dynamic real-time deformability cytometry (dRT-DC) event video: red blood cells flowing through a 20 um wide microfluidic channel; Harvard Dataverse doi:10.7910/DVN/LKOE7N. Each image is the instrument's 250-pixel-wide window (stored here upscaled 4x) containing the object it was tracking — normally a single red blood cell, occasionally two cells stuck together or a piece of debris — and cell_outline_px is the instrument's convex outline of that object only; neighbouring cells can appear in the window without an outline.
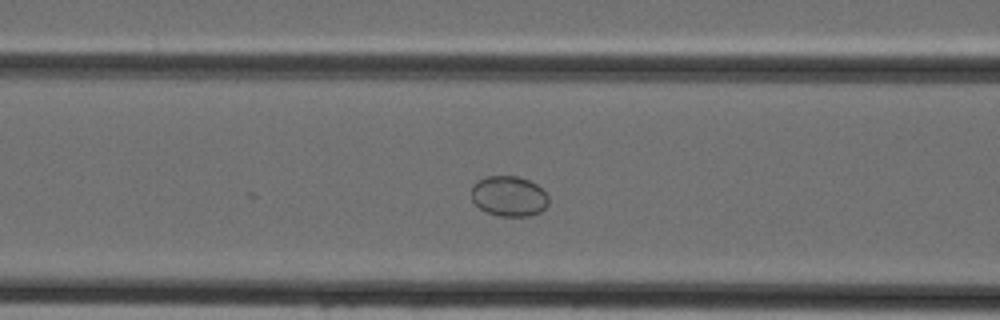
{"species": "Egyptian fruit bat (a non-hibernating species)", "species_latin": "Rousettus aegyptiacus", "temperature_condition": "cold", "stored_images_in_passage": 12, "camera_frame_rate_fps": 3000, "um_per_image_px": 0.085, "animal": {"sex": "female"}, "frame": {"image": 1, "passage_image": 8, "time_ms": 2.333, "image_size_px": [1000, 320], "cell_outline_px": [[548, 204], [540, 212], [528, 216], [500, 216], [488, 212], [480, 208], [472, 200], [472, 184], [476, 180], [488, 176], [516, 176], [528, 180], [536, 184], [548, 196]], "centroid_in_image_um": [43.24, 16.67], "position_along_channel_um": 123.4, "area_um2": 18.03}}